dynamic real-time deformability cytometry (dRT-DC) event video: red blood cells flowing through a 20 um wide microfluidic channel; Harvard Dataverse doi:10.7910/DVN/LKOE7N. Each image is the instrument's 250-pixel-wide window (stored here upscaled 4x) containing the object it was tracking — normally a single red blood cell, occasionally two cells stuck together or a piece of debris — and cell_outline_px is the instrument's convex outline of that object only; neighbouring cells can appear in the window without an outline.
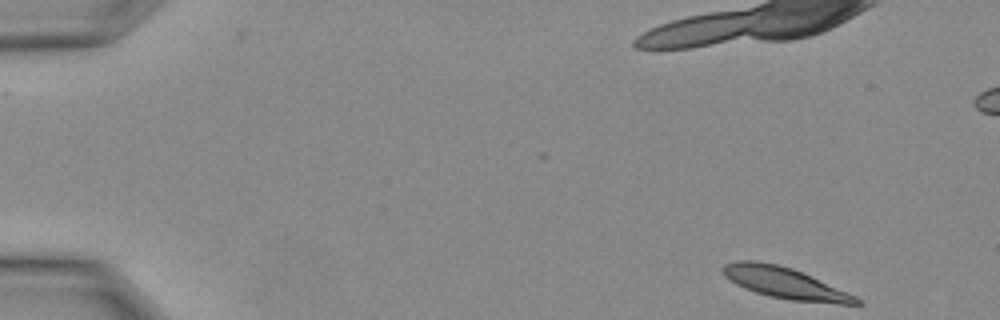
{"species": "Egyptian fruit bat (a non-hibernating species)", "species_latin": "Rousettus aegyptiacus", "temperature_condition": "warm", "stored_images_in_passage": 28, "camera_frame_rate_fps": 3000, "um_per_image_px": 0.085, "animal": {"sex": "female"}, "frame": {"image": 1, "passage_image": 1, "time_ms": 0.0, "image_size_px": [1000, 320], "cell_outline_px": [[864, 304], [840, 304], [792, 300], [768, 296], [744, 288], [728, 280], [724, 276], [720, 268], [724, 264], [736, 260], [756, 260], [776, 264], [792, 268], [856, 296]], "centroid_in_image_um": [66.65, 24.04], "position_along_channel_um": 18.4, "area_um2": 24.16}}